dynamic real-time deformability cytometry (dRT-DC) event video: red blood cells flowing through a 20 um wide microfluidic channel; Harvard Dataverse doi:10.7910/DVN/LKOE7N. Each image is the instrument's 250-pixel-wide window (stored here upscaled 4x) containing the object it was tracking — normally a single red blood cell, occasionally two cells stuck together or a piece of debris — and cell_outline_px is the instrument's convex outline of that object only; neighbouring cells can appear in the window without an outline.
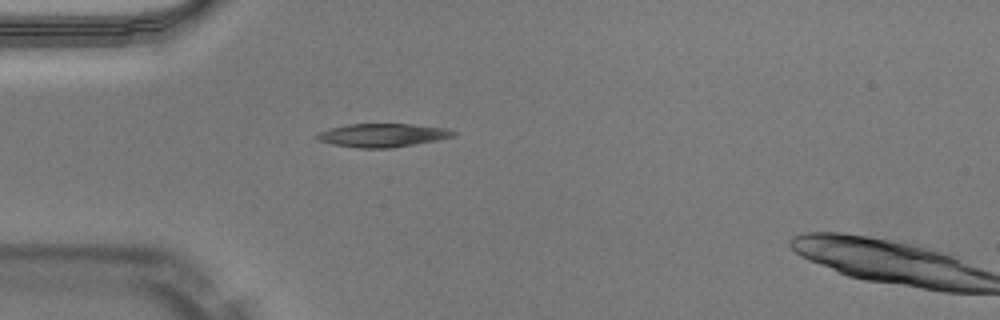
{"species": "Egyptian fruit bat (a non-hibernating species)", "species_latin": "Rousettus aegyptiacus", "temperature_condition": "warm", "stored_images_in_passage": 37, "camera_frame_rate_fps": 3000, "um_per_image_px": 0.085, "animal": {"sex": "male"}, "frame": {"image": 1, "passage_image": 1, "time_ms": 0.0, "image_size_px": [1000, 320], "cell_outline_px": [[456, 136], [436, 140], [392, 148], [360, 148], [332, 144], [316, 140], [316, 136], [320, 132], [332, 128], [348, 124], [412, 124], [444, 128], [456, 132]], "centroid_in_image_um": [32.52, 11.5], "position_along_channel_um": 52.5, "area_um2": 18.44}}
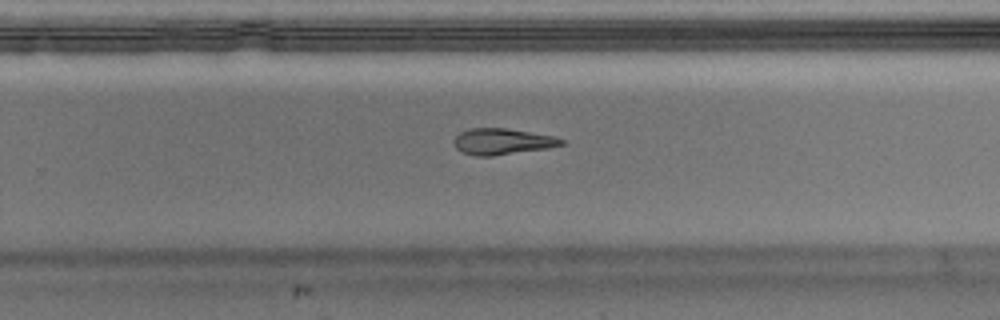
{"frame": {"image": 2, "passage_image": 19, "time_ms": 6.0, "image_size_px": [1000, 320], "cell_outline_px": [[564, 144], [548, 148], [492, 156], [476, 156], [464, 152], [456, 148], [452, 144], [452, 140], [460, 132], [472, 128], [504, 128], [556, 136], [564, 140]], "centroid_in_image_um": [42.68, 12.03], "position_along_channel_um": 287.1, "area_um2": 16.36}}
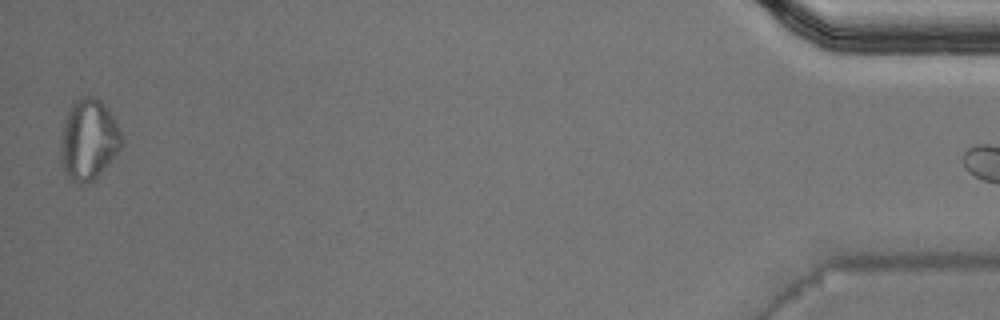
{"frame": {"image": 3, "passage_image": 36, "time_ms": 11.667, "image_size_px": [1000, 320], "cell_outline_px": [[124, 144], [100, 172], [92, 180], [84, 184], [80, 184], [72, 180], [64, 172], [60, 152], [60, 140], [64, 120], [72, 104], [80, 96], [92, 96], [100, 100], [112, 116], [120, 132]], "centroid_in_image_um": [7.5, 11.86], "position_along_channel_um": 427.7, "area_um2": 28.26}}